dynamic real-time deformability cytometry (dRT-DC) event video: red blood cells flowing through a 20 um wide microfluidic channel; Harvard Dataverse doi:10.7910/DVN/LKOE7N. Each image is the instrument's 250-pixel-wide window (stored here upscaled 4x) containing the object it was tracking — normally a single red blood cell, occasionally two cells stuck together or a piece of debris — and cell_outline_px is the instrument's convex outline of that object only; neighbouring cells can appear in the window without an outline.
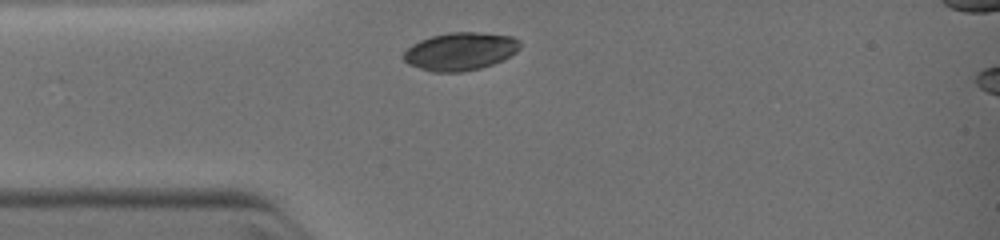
{"species": "common noctule bat (a hibernating species)", "species_latin": "Nyctalus noctula", "temperature_condition": "warm", "stored_images_in_passage": 1, "camera_frame_rate_fps": 3000, "um_per_image_px": 0.085, "animal": {"sex": "female", "body_mass_g": 19.0, "forearm_length_mm": 51.5}, "frame": {"image": 1, "passage_image": 1, "time_ms": 0.0, "image_size_px": [1000, 240], "cell_outline_px": [[520, 48], [516, 52], [492, 64], [480, 68], [460, 72], [432, 72], [408, 64], [404, 60], [404, 52], [412, 44], [420, 40], [432, 36], [448, 32], [476, 32], [512, 36], [520, 40]], "centroid_in_image_um": [39.11, 4.36], "position_along_channel_um": 45.9, "area_um2": 25.55}}